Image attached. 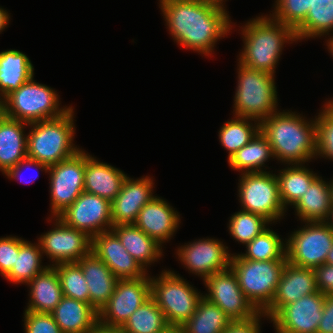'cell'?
<instances>
[{
    "label": "cell",
    "instance_id": "53",
    "mask_svg": "<svg viewBox=\"0 0 333 333\" xmlns=\"http://www.w3.org/2000/svg\"><path fill=\"white\" fill-rule=\"evenodd\" d=\"M328 49L330 50L331 55L333 56V36L327 42Z\"/></svg>",
    "mask_w": 333,
    "mask_h": 333
},
{
    "label": "cell",
    "instance_id": "4",
    "mask_svg": "<svg viewBox=\"0 0 333 333\" xmlns=\"http://www.w3.org/2000/svg\"><path fill=\"white\" fill-rule=\"evenodd\" d=\"M73 107L60 117L30 123L27 135V157L47 166L55 165L75 155Z\"/></svg>",
    "mask_w": 333,
    "mask_h": 333
},
{
    "label": "cell",
    "instance_id": "22",
    "mask_svg": "<svg viewBox=\"0 0 333 333\" xmlns=\"http://www.w3.org/2000/svg\"><path fill=\"white\" fill-rule=\"evenodd\" d=\"M77 263L80 265L88 285L90 304L99 312L113 294L118 278L92 252Z\"/></svg>",
    "mask_w": 333,
    "mask_h": 333
},
{
    "label": "cell",
    "instance_id": "5",
    "mask_svg": "<svg viewBox=\"0 0 333 333\" xmlns=\"http://www.w3.org/2000/svg\"><path fill=\"white\" fill-rule=\"evenodd\" d=\"M238 85L234 97V114L259 122L277 112L274 75L238 64Z\"/></svg>",
    "mask_w": 333,
    "mask_h": 333
},
{
    "label": "cell",
    "instance_id": "38",
    "mask_svg": "<svg viewBox=\"0 0 333 333\" xmlns=\"http://www.w3.org/2000/svg\"><path fill=\"white\" fill-rule=\"evenodd\" d=\"M61 283L63 296L90 304V295L83 271L77 262L53 265Z\"/></svg>",
    "mask_w": 333,
    "mask_h": 333
},
{
    "label": "cell",
    "instance_id": "1",
    "mask_svg": "<svg viewBox=\"0 0 333 333\" xmlns=\"http://www.w3.org/2000/svg\"><path fill=\"white\" fill-rule=\"evenodd\" d=\"M167 28L179 45L204 55L229 33L231 20L222 5L205 0L160 1Z\"/></svg>",
    "mask_w": 333,
    "mask_h": 333
},
{
    "label": "cell",
    "instance_id": "16",
    "mask_svg": "<svg viewBox=\"0 0 333 333\" xmlns=\"http://www.w3.org/2000/svg\"><path fill=\"white\" fill-rule=\"evenodd\" d=\"M325 294L320 291L282 307L272 318L277 333H316L322 318Z\"/></svg>",
    "mask_w": 333,
    "mask_h": 333
},
{
    "label": "cell",
    "instance_id": "36",
    "mask_svg": "<svg viewBox=\"0 0 333 333\" xmlns=\"http://www.w3.org/2000/svg\"><path fill=\"white\" fill-rule=\"evenodd\" d=\"M248 120L255 121L254 126ZM251 123V124H250ZM260 131V122L245 117H237L227 121L219 131V141L229 151L228 159L246 145Z\"/></svg>",
    "mask_w": 333,
    "mask_h": 333
},
{
    "label": "cell",
    "instance_id": "29",
    "mask_svg": "<svg viewBox=\"0 0 333 333\" xmlns=\"http://www.w3.org/2000/svg\"><path fill=\"white\" fill-rule=\"evenodd\" d=\"M304 222L326 221L331 208V186L318 176L293 206Z\"/></svg>",
    "mask_w": 333,
    "mask_h": 333
},
{
    "label": "cell",
    "instance_id": "39",
    "mask_svg": "<svg viewBox=\"0 0 333 333\" xmlns=\"http://www.w3.org/2000/svg\"><path fill=\"white\" fill-rule=\"evenodd\" d=\"M229 221L231 236L245 245L267 229L266 224L270 223L265 217L244 210L233 214Z\"/></svg>",
    "mask_w": 333,
    "mask_h": 333
},
{
    "label": "cell",
    "instance_id": "40",
    "mask_svg": "<svg viewBox=\"0 0 333 333\" xmlns=\"http://www.w3.org/2000/svg\"><path fill=\"white\" fill-rule=\"evenodd\" d=\"M316 0H276L275 12L272 17L294 31L305 21L309 8Z\"/></svg>",
    "mask_w": 333,
    "mask_h": 333
},
{
    "label": "cell",
    "instance_id": "8",
    "mask_svg": "<svg viewBox=\"0 0 333 333\" xmlns=\"http://www.w3.org/2000/svg\"><path fill=\"white\" fill-rule=\"evenodd\" d=\"M151 297L163 311L169 325L182 326L195 312L203 297L187 281L173 271H162L150 277Z\"/></svg>",
    "mask_w": 333,
    "mask_h": 333
},
{
    "label": "cell",
    "instance_id": "25",
    "mask_svg": "<svg viewBox=\"0 0 333 333\" xmlns=\"http://www.w3.org/2000/svg\"><path fill=\"white\" fill-rule=\"evenodd\" d=\"M25 125L29 124L0 114V170L4 174L27 157Z\"/></svg>",
    "mask_w": 333,
    "mask_h": 333
},
{
    "label": "cell",
    "instance_id": "34",
    "mask_svg": "<svg viewBox=\"0 0 333 333\" xmlns=\"http://www.w3.org/2000/svg\"><path fill=\"white\" fill-rule=\"evenodd\" d=\"M169 326L152 297L138 307L120 328L124 333H161Z\"/></svg>",
    "mask_w": 333,
    "mask_h": 333
},
{
    "label": "cell",
    "instance_id": "10",
    "mask_svg": "<svg viewBox=\"0 0 333 333\" xmlns=\"http://www.w3.org/2000/svg\"><path fill=\"white\" fill-rule=\"evenodd\" d=\"M241 175L238 191L242 210L261 215L271 223L280 220L286 211L279 197L276 175L269 172Z\"/></svg>",
    "mask_w": 333,
    "mask_h": 333
},
{
    "label": "cell",
    "instance_id": "17",
    "mask_svg": "<svg viewBox=\"0 0 333 333\" xmlns=\"http://www.w3.org/2000/svg\"><path fill=\"white\" fill-rule=\"evenodd\" d=\"M228 247L217 239H199L177 250L179 260L190 272L203 280L230 267L231 256Z\"/></svg>",
    "mask_w": 333,
    "mask_h": 333
},
{
    "label": "cell",
    "instance_id": "3",
    "mask_svg": "<svg viewBox=\"0 0 333 333\" xmlns=\"http://www.w3.org/2000/svg\"><path fill=\"white\" fill-rule=\"evenodd\" d=\"M270 18L257 17L242 28L244 49L238 63L274 75L283 45L297 38L291 27Z\"/></svg>",
    "mask_w": 333,
    "mask_h": 333
},
{
    "label": "cell",
    "instance_id": "42",
    "mask_svg": "<svg viewBox=\"0 0 333 333\" xmlns=\"http://www.w3.org/2000/svg\"><path fill=\"white\" fill-rule=\"evenodd\" d=\"M25 333H63L51 313H37L25 310Z\"/></svg>",
    "mask_w": 333,
    "mask_h": 333
},
{
    "label": "cell",
    "instance_id": "20",
    "mask_svg": "<svg viewBox=\"0 0 333 333\" xmlns=\"http://www.w3.org/2000/svg\"><path fill=\"white\" fill-rule=\"evenodd\" d=\"M316 292L318 288L313 269L297 267L287 262L272 303L263 314L271 319L285 305Z\"/></svg>",
    "mask_w": 333,
    "mask_h": 333
},
{
    "label": "cell",
    "instance_id": "23",
    "mask_svg": "<svg viewBox=\"0 0 333 333\" xmlns=\"http://www.w3.org/2000/svg\"><path fill=\"white\" fill-rule=\"evenodd\" d=\"M127 177L121 170L85 153L84 191L112 202Z\"/></svg>",
    "mask_w": 333,
    "mask_h": 333
},
{
    "label": "cell",
    "instance_id": "56",
    "mask_svg": "<svg viewBox=\"0 0 333 333\" xmlns=\"http://www.w3.org/2000/svg\"><path fill=\"white\" fill-rule=\"evenodd\" d=\"M333 108V100L327 102Z\"/></svg>",
    "mask_w": 333,
    "mask_h": 333
},
{
    "label": "cell",
    "instance_id": "21",
    "mask_svg": "<svg viewBox=\"0 0 333 333\" xmlns=\"http://www.w3.org/2000/svg\"><path fill=\"white\" fill-rule=\"evenodd\" d=\"M176 212L164 199L155 196L142 207L134 225L161 245L179 226L180 217Z\"/></svg>",
    "mask_w": 333,
    "mask_h": 333
},
{
    "label": "cell",
    "instance_id": "55",
    "mask_svg": "<svg viewBox=\"0 0 333 333\" xmlns=\"http://www.w3.org/2000/svg\"><path fill=\"white\" fill-rule=\"evenodd\" d=\"M330 186H331V204H333V180L330 181Z\"/></svg>",
    "mask_w": 333,
    "mask_h": 333
},
{
    "label": "cell",
    "instance_id": "54",
    "mask_svg": "<svg viewBox=\"0 0 333 333\" xmlns=\"http://www.w3.org/2000/svg\"><path fill=\"white\" fill-rule=\"evenodd\" d=\"M205 1H210V2H214V3H217V4H219V5H222V6H224L223 5V0H205Z\"/></svg>",
    "mask_w": 333,
    "mask_h": 333
},
{
    "label": "cell",
    "instance_id": "43",
    "mask_svg": "<svg viewBox=\"0 0 333 333\" xmlns=\"http://www.w3.org/2000/svg\"><path fill=\"white\" fill-rule=\"evenodd\" d=\"M19 253V238H0V274L6 276L15 265L16 255Z\"/></svg>",
    "mask_w": 333,
    "mask_h": 333
},
{
    "label": "cell",
    "instance_id": "51",
    "mask_svg": "<svg viewBox=\"0 0 333 333\" xmlns=\"http://www.w3.org/2000/svg\"><path fill=\"white\" fill-rule=\"evenodd\" d=\"M326 220H327V221H325L326 224L333 229V204H331V208H330V211H329V214H328V217ZM328 221H330L331 223Z\"/></svg>",
    "mask_w": 333,
    "mask_h": 333
},
{
    "label": "cell",
    "instance_id": "28",
    "mask_svg": "<svg viewBox=\"0 0 333 333\" xmlns=\"http://www.w3.org/2000/svg\"><path fill=\"white\" fill-rule=\"evenodd\" d=\"M127 252L146 269L162 255L161 245L134 224L114 225L111 229ZM146 266V267H145Z\"/></svg>",
    "mask_w": 333,
    "mask_h": 333
},
{
    "label": "cell",
    "instance_id": "18",
    "mask_svg": "<svg viewBox=\"0 0 333 333\" xmlns=\"http://www.w3.org/2000/svg\"><path fill=\"white\" fill-rule=\"evenodd\" d=\"M91 252L102 260L118 279H137L146 276V269L124 248L112 231L92 238Z\"/></svg>",
    "mask_w": 333,
    "mask_h": 333
},
{
    "label": "cell",
    "instance_id": "33",
    "mask_svg": "<svg viewBox=\"0 0 333 333\" xmlns=\"http://www.w3.org/2000/svg\"><path fill=\"white\" fill-rule=\"evenodd\" d=\"M42 251L37 245L19 238V253L16 255L15 265L4 277L14 283H28L47 266L41 265Z\"/></svg>",
    "mask_w": 333,
    "mask_h": 333
},
{
    "label": "cell",
    "instance_id": "6",
    "mask_svg": "<svg viewBox=\"0 0 333 333\" xmlns=\"http://www.w3.org/2000/svg\"><path fill=\"white\" fill-rule=\"evenodd\" d=\"M232 255L230 267L242 292L259 312H263L272 303L287 260L253 261L243 259L239 254Z\"/></svg>",
    "mask_w": 333,
    "mask_h": 333
},
{
    "label": "cell",
    "instance_id": "49",
    "mask_svg": "<svg viewBox=\"0 0 333 333\" xmlns=\"http://www.w3.org/2000/svg\"><path fill=\"white\" fill-rule=\"evenodd\" d=\"M9 14L4 10L3 8L0 7V32L5 29V27L9 23Z\"/></svg>",
    "mask_w": 333,
    "mask_h": 333
},
{
    "label": "cell",
    "instance_id": "47",
    "mask_svg": "<svg viewBox=\"0 0 333 333\" xmlns=\"http://www.w3.org/2000/svg\"><path fill=\"white\" fill-rule=\"evenodd\" d=\"M27 165L34 166L41 170L43 169L46 172L49 171V166H47L46 164L40 163L36 160L26 157L25 159L21 160L16 166H13L11 169H9L5 174H6V176H8V178L20 180V176L22 175L21 172H22L23 168ZM37 174H39V173L37 172ZM36 178H38V175H36L34 179H33V177H30L29 182L26 181L23 183H30V182L36 180Z\"/></svg>",
    "mask_w": 333,
    "mask_h": 333
},
{
    "label": "cell",
    "instance_id": "35",
    "mask_svg": "<svg viewBox=\"0 0 333 333\" xmlns=\"http://www.w3.org/2000/svg\"><path fill=\"white\" fill-rule=\"evenodd\" d=\"M333 30V0H316L305 21L295 30L297 41L304 38L329 35Z\"/></svg>",
    "mask_w": 333,
    "mask_h": 333
},
{
    "label": "cell",
    "instance_id": "24",
    "mask_svg": "<svg viewBox=\"0 0 333 333\" xmlns=\"http://www.w3.org/2000/svg\"><path fill=\"white\" fill-rule=\"evenodd\" d=\"M63 333H90L98 323V311L89 303L63 296L51 312Z\"/></svg>",
    "mask_w": 333,
    "mask_h": 333
},
{
    "label": "cell",
    "instance_id": "48",
    "mask_svg": "<svg viewBox=\"0 0 333 333\" xmlns=\"http://www.w3.org/2000/svg\"><path fill=\"white\" fill-rule=\"evenodd\" d=\"M90 333H124L120 328H108L98 324Z\"/></svg>",
    "mask_w": 333,
    "mask_h": 333
},
{
    "label": "cell",
    "instance_id": "41",
    "mask_svg": "<svg viewBox=\"0 0 333 333\" xmlns=\"http://www.w3.org/2000/svg\"><path fill=\"white\" fill-rule=\"evenodd\" d=\"M317 123V156L333 160V108L326 103Z\"/></svg>",
    "mask_w": 333,
    "mask_h": 333
},
{
    "label": "cell",
    "instance_id": "32",
    "mask_svg": "<svg viewBox=\"0 0 333 333\" xmlns=\"http://www.w3.org/2000/svg\"><path fill=\"white\" fill-rule=\"evenodd\" d=\"M231 322L216 304L203 296L182 328L184 333H223Z\"/></svg>",
    "mask_w": 333,
    "mask_h": 333
},
{
    "label": "cell",
    "instance_id": "11",
    "mask_svg": "<svg viewBox=\"0 0 333 333\" xmlns=\"http://www.w3.org/2000/svg\"><path fill=\"white\" fill-rule=\"evenodd\" d=\"M150 297L149 276L118 279L110 299L98 312V323L108 328H121L130 315Z\"/></svg>",
    "mask_w": 333,
    "mask_h": 333
},
{
    "label": "cell",
    "instance_id": "14",
    "mask_svg": "<svg viewBox=\"0 0 333 333\" xmlns=\"http://www.w3.org/2000/svg\"><path fill=\"white\" fill-rule=\"evenodd\" d=\"M57 217L64 224L85 232L91 238L110 231L113 226L111 202L85 191Z\"/></svg>",
    "mask_w": 333,
    "mask_h": 333
},
{
    "label": "cell",
    "instance_id": "19",
    "mask_svg": "<svg viewBox=\"0 0 333 333\" xmlns=\"http://www.w3.org/2000/svg\"><path fill=\"white\" fill-rule=\"evenodd\" d=\"M148 176L141 179H124L120 192L111 202L114 225L134 224L142 207L155 196L152 193L153 180Z\"/></svg>",
    "mask_w": 333,
    "mask_h": 333
},
{
    "label": "cell",
    "instance_id": "44",
    "mask_svg": "<svg viewBox=\"0 0 333 333\" xmlns=\"http://www.w3.org/2000/svg\"><path fill=\"white\" fill-rule=\"evenodd\" d=\"M318 291L327 295L333 294V266L324 263L313 268Z\"/></svg>",
    "mask_w": 333,
    "mask_h": 333
},
{
    "label": "cell",
    "instance_id": "30",
    "mask_svg": "<svg viewBox=\"0 0 333 333\" xmlns=\"http://www.w3.org/2000/svg\"><path fill=\"white\" fill-rule=\"evenodd\" d=\"M273 157L272 148L267 138L259 131L240 150L228 159L229 165L234 170H241L244 173L267 172L262 170L264 162Z\"/></svg>",
    "mask_w": 333,
    "mask_h": 333
},
{
    "label": "cell",
    "instance_id": "50",
    "mask_svg": "<svg viewBox=\"0 0 333 333\" xmlns=\"http://www.w3.org/2000/svg\"><path fill=\"white\" fill-rule=\"evenodd\" d=\"M161 333H184L182 326L169 325Z\"/></svg>",
    "mask_w": 333,
    "mask_h": 333
},
{
    "label": "cell",
    "instance_id": "31",
    "mask_svg": "<svg viewBox=\"0 0 333 333\" xmlns=\"http://www.w3.org/2000/svg\"><path fill=\"white\" fill-rule=\"evenodd\" d=\"M277 177L279 197L283 207L295 205L305 194L307 188L318 177L317 174L304 167L302 164L282 169Z\"/></svg>",
    "mask_w": 333,
    "mask_h": 333
},
{
    "label": "cell",
    "instance_id": "46",
    "mask_svg": "<svg viewBox=\"0 0 333 333\" xmlns=\"http://www.w3.org/2000/svg\"><path fill=\"white\" fill-rule=\"evenodd\" d=\"M316 333H333V294L325 296L322 318Z\"/></svg>",
    "mask_w": 333,
    "mask_h": 333
},
{
    "label": "cell",
    "instance_id": "27",
    "mask_svg": "<svg viewBox=\"0 0 333 333\" xmlns=\"http://www.w3.org/2000/svg\"><path fill=\"white\" fill-rule=\"evenodd\" d=\"M32 76H34V67L24 53L15 49L0 52L1 101L26 83Z\"/></svg>",
    "mask_w": 333,
    "mask_h": 333
},
{
    "label": "cell",
    "instance_id": "52",
    "mask_svg": "<svg viewBox=\"0 0 333 333\" xmlns=\"http://www.w3.org/2000/svg\"><path fill=\"white\" fill-rule=\"evenodd\" d=\"M325 263L333 266V246L331 247L330 251L328 252Z\"/></svg>",
    "mask_w": 333,
    "mask_h": 333
},
{
    "label": "cell",
    "instance_id": "45",
    "mask_svg": "<svg viewBox=\"0 0 333 333\" xmlns=\"http://www.w3.org/2000/svg\"><path fill=\"white\" fill-rule=\"evenodd\" d=\"M260 316H266L263 312L252 319L245 321H232L223 333H260Z\"/></svg>",
    "mask_w": 333,
    "mask_h": 333
},
{
    "label": "cell",
    "instance_id": "37",
    "mask_svg": "<svg viewBox=\"0 0 333 333\" xmlns=\"http://www.w3.org/2000/svg\"><path fill=\"white\" fill-rule=\"evenodd\" d=\"M273 230L267 228L246 244L245 254H239L243 259L253 261L287 260L286 243Z\"/></svg>",
    "mask_w": 333,
    "mask_h": 333
},
{
    "label": "cell",
    "instance_id": "26",
    "mask_svg": "<svg viewBox=\"0 0 333 333\" xmlns=\"http://www.w3.org/2000/svg\"><path fill=\"white\" fill-rule=\"evenodd\" d=\"M27 285L31 286L27 311L51 313L63 297L60 278L54 266L48 265Z\"/></svg>",
    "mask_w": 333,
    "mask_h": 333
},
{
    "label": "cell",
    "instance_id": "7",
    "mask_svg": "<svg viewBox=\"0 0 333 333\" xmlns=\"http://www.w3.org/2000/svg\"><path fill=\"white\" fill-rule=\"evenodd\" d=\"M32 76L2 101V113L25 123L54 119L71 107L59 108L58 94L52 88L36 83Z\"/></svg>",
    "mask_w": 333,
    "mask_h": 333
},
{
    "label": "cell",
    "instance_id": "15",
    "mask_svg": "<svg viewBox=\"0 0 333 333\" xmlns=\"http://www.w3.org/2000/svg\"><path fill=\"white\" fill-rule=\"evenodd\" d=\"M56 227L41 235L39 244L42 254L51 258L53 265L77 262L91 252L92 238L85 232L64 224L55 217Z\"/></svg>",
    "mask_w": 333,
    "mask_h": 333
},
{
    "label": "cell",
    "instance_id": "12",
    "mask_svg": "<svg viewBox=\"0 0 333 333\" xmlns=\"http://www.w3.org/2000/svg\"><path fill=\"white\" fill-rule=\"evenodd\" d=\"M51 209L57 217L84 191L85 152L78 151L72 157L49 166Z\"/></svg>",
    "mask_w": 333,
    "mask_h": 333
},
{
    "label": "cell",
    "instance_id": "2",
    "mask_svg": "<svg viewBox=\"0 0 333 333\" xmlns=\"http://www.w3.org/2000/svg\"><path fill=\"white\" fill-rule=\"evenodd\" d=\"M304 120L295 112H275L260 122L275 158L288 164H304L317 156L316 120Z\"/></svg>",
    "mask_w": 333,
    "mask_h": 333
},
{
    "label": "cell",
    "instance_id": "57",
    "mask_svg": "<svg viewBox=\"0 0 333 333\" xmlns=\"http://www.w3.org/2000/svg\"><path fill=\"white\" fill-rule=\"evenodd\" d=\"M2 113V101L0 100V114Z\"/></svg>",
    "mask_w": 333,
    "mask_h": 333
},
{
    "label": "cell",
    "instance_id": "9",
    "mask_svg": "<svg viewBox=\"0 0 333 333\" xmlns=\"http://www.w3.org/2000/svg\"><path fill=\"white\" fill-rule=\"evenodd\" d=\"M300 229L286 242L287 262L312 269L323 265L333 246V229L325 221L306 222Z\"/></svg>",
    "mask_w": 333,
    "mask_h": 333
},
{
    "label": "cell",
    "instance_id": "13",
    "mask_svg": "<svg viewBox=\"0 0 333 333\" xmlns=\"http://www.w3.org/2000/svg\"><path fill=\"white\" fill-rule=\"evenodd\" d=\"M208 288L206 299L216 304L232 321L252 319L260 312L242 292L231 267L204 279Z\"/></svg>",
    "mask_w": 333,
    "mask_h": 333
}]
</instances>
